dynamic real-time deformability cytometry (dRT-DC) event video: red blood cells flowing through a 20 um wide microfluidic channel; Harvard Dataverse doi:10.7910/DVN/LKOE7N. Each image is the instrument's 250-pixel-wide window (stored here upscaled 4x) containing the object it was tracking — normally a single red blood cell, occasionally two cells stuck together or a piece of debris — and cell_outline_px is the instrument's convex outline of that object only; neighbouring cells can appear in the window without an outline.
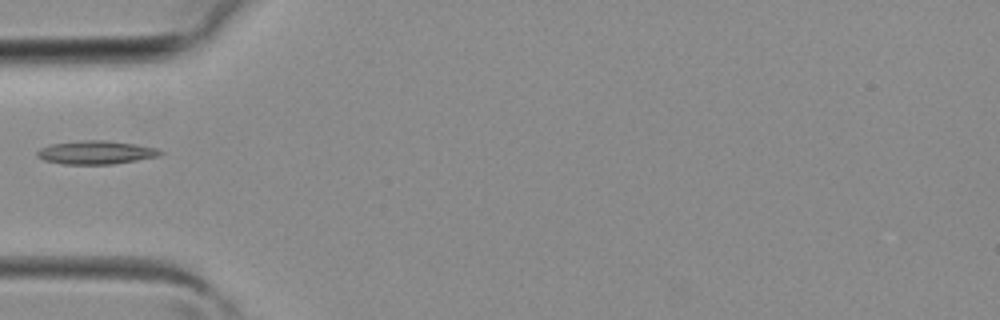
{"species": "common noctule bat (a hibernating species)", "species_latin": "Nyctalus noctula", "temperature_condition": "room temperature", "stored_images_in_passage": 27, "camera_frame_rate_fps": 3000, "um_per_image_px": 0.085, "animal": {"sex": "female", "body_mass_g": 19.3, "forearm_length_mm": 54.1}, "frame": {"image": 1, "passage_image": 1, "time_ms": 0.0, "image_size_px": [1000, 320], "cell_outline_px": [[164, 152], [160, 156], [112, 164], [64, 164], [44, 160], [36, 156], [36, 152], [40, 148], [52, 144], [84, 140], [104, 140], [136, 144], [156, 148]], "centroid_in_image_um": [8.16, 12.96], "position_along_channel_um": 76.8, "area_um2": 16.7}}
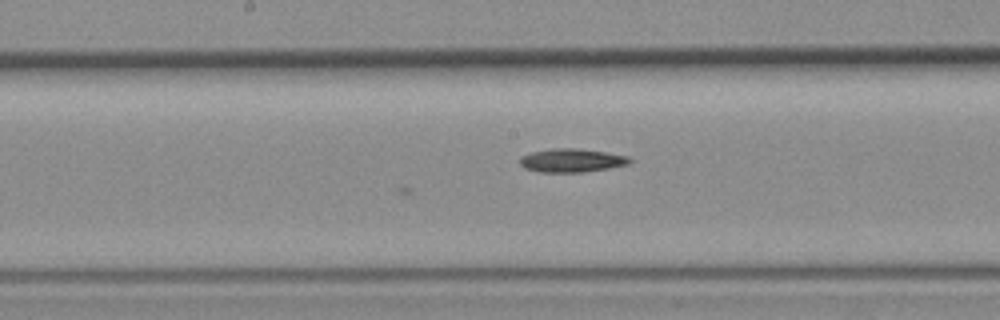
{"frame": {"image": 2, "passage_image": 8, "time_ms": 2.333, "image_size_px": [1000, 320], "cell_outline_px": [[632, 160], [628, 164], [608, 168], [584, 172], [540, 172], [524, 168], [520, 164], [520, 156], [532, 152], [552, 148], [576, 148], [604, 152], [628, 156]], "centroid_in_image_um": [48.56, 13.63], "position_along_channel_um": 199.6, "area_um2": 14.97}}
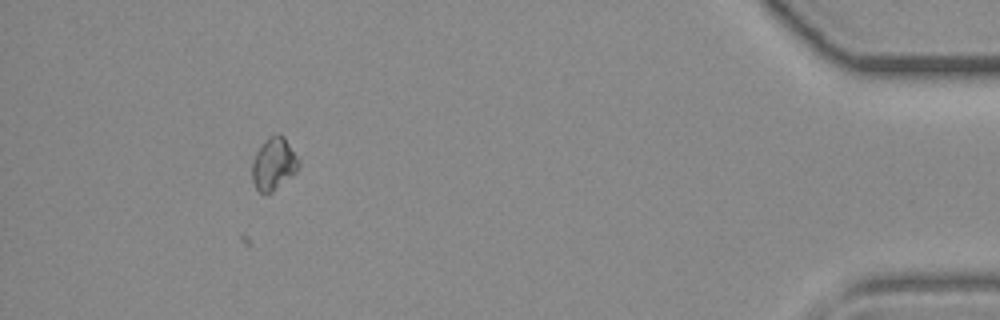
{"frame": {"image": 3, "passage_image": 24, "time_ms": 7.667, "image_size_px": [1000, 320], "cell_outline_px": [[300, 164], [296, 172], [272, 192], [264, 196], [256, 188], [252, 180], [252, 160], [256, 152], [264, 140], [268, 136], [280, 132], [284, 136], [300, 160]], "centroid_in_image_um": [23.26, 13.92], "position_along_channel_um": 411.9, "area_um2": 14.51}}